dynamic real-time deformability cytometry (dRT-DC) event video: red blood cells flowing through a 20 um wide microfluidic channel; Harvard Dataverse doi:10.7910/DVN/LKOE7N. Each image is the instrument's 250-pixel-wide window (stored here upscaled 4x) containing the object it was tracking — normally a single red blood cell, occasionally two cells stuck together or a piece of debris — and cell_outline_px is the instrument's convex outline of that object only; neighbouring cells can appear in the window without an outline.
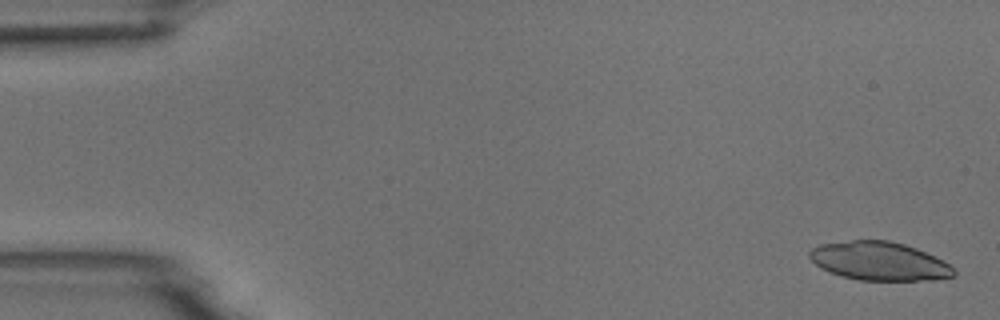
{"species": "common noctule bat (a hibernating species)", "species_latin": "Nyctalus noctula", "temperature_condition": "room temperature", "stored_images_in_passage": 5, "camera_frame_rate_fps": 3000, "um_per_image_px": 0.085, "animal": {"sex": "male", "body_mass_g": 18.8}, "frame": {"image": 1, "passage_image": 1, "time_ms": 0.0, "image_size_px": [1000, 320], "cell_outline_px": [[956, 272], [952, 276], [932, 280], [860, 280], [840, 276], [828, 272], [820, 268], [808, 256], [808, 252], [812, 248], [820, 244], [852, 240], [888, 240], [904, 244], [916, 248], [948, 264]], "centroid_in_image_um": [74.67, 22.19], "position_along_channel_um": 10.3, "area_um2": 32.19}}